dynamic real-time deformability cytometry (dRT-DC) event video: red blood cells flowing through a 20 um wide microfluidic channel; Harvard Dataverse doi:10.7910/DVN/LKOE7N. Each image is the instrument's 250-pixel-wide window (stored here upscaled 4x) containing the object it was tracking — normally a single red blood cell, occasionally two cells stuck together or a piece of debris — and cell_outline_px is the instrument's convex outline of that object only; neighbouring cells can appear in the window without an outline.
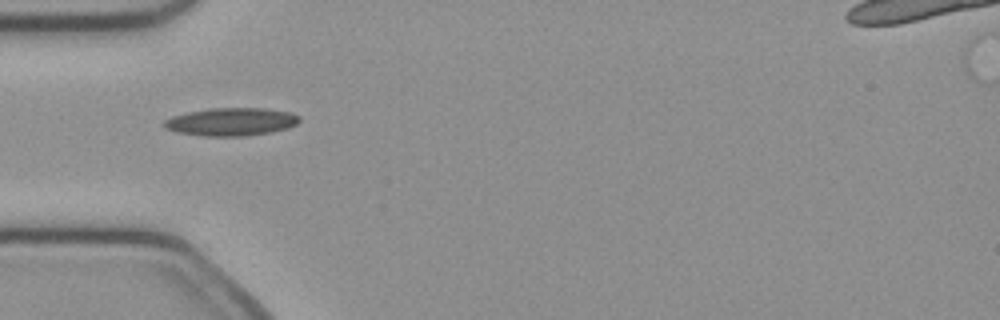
{"species": "common noctule bat (a hibernating species)", "species_latin": "Nyctalus noctula", "temperature_condition": "cold", "stored_images_in_passage": 36, "camera_frame_rate_fps": 3000, "um_per_image_px": 0.085, "animal": {"sex": "female", "body_mass_g": 21.9}, "frame": {"image": 1, "passage_image": 1, "time_ms": 0.0, "image_size_px": [1000, 320], "cell_outline_px": [[300, 120], [296, 124], [288, 128], [272, 132], [244, 136], [200, 136], [176, 132], [164, 128], [164, 120], [172, 116], [188, 112], [208, 108], [264, 108], [292, 112], [300, 116]], "centroid_in_image_um": [19.66, 10.35], "position_along_channel_um": 65.3, "area_um2": 22.25}}
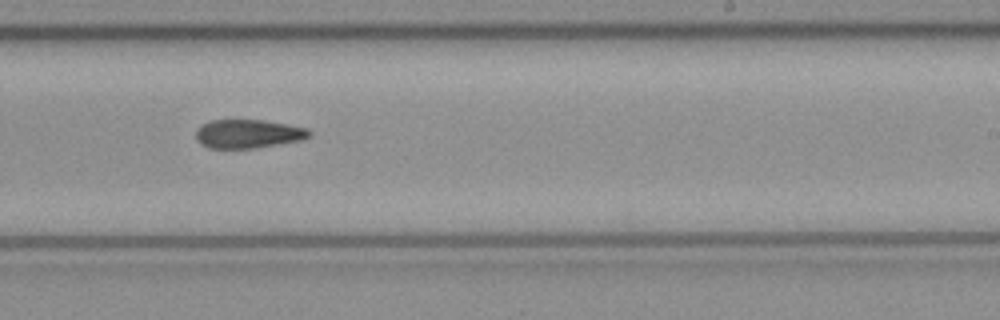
{"frame": {"image": 2, "passage_image": 16, "time_ms": 5.0, "image_size_px": [1000, 320], "cell_outline_px": [[312, 132], [308, 136], [300, 140], [256, 148], [208, 148], [200, 144], [196, 140], [196, 132], [204, 124], [212, 120], [264, 120], [308, 128]], "centroid_in_image_um": [21.09, 11.38], "position_along_channel_um": 267.9, "area_um2": 18.79}}
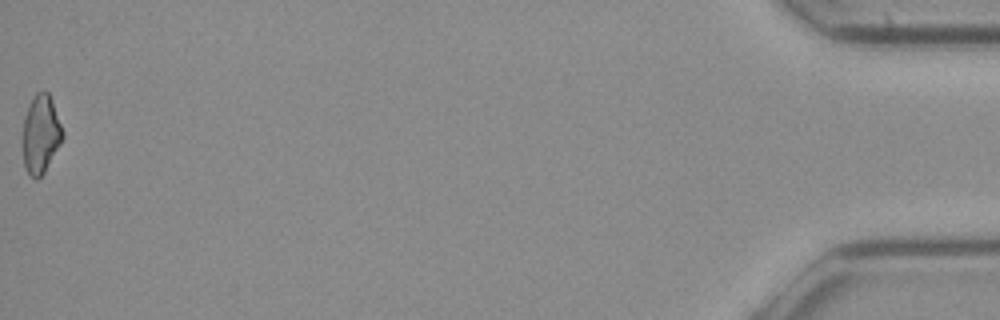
{"frame": {"image": 3, "passage_image": 36, "time_ms": 11.667, "image_size_px": [1000, 320], "cell_outline_px": [[64, 136], [60, 144], [44, 172], [36, 180], [24, 168], [24, 116], [28, 104], [36, 92], [44, 88], [48, 92], [52, 100], [64, 132]], "centroid_in_image_um": [3.48, 11.34], "position_along_channel_um": 431.7, "area_um2": 18.09}}